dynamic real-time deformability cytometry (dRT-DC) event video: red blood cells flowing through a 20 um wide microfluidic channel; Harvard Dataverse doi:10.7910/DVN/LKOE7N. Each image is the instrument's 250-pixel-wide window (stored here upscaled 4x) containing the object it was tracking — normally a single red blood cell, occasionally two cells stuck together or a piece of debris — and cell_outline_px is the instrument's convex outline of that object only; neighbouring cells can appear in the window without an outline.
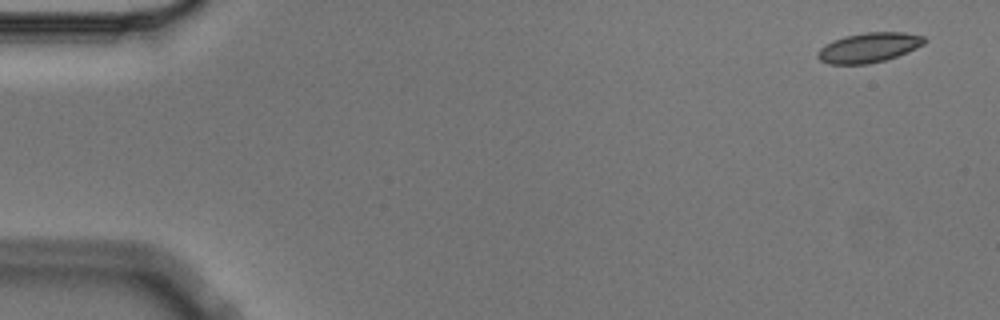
{"species": "Egyptian fruit bat (a non-hibernating species)", "species_latin": "Rousettus aegyptiacus", "temperature_condition": "cold", "stored_images_in_passage": 5, "camera_frame_rate_fps": 3000, "um_per_image_px": 0.085, "animal": {"sex": "male"}, "frame": {"image": 1, "passage_image": 1, "time_ms": 0.0, "image_size_px": [1000, 320], "cell_outline_px": [[928, 40], [924, 44], [916, 48], [896, 56], [884, 60], [868, 64], [828, 64], [820, 60], [816, 56], [816, 52], [820, 48], [832, 40], [844, 36], [864, 32], [904, 32], [924, 36]], "centroid_in_image_um": [73.83, 4.03], "position_along_channel_um": 11.2, "area_um2": 18.61}}
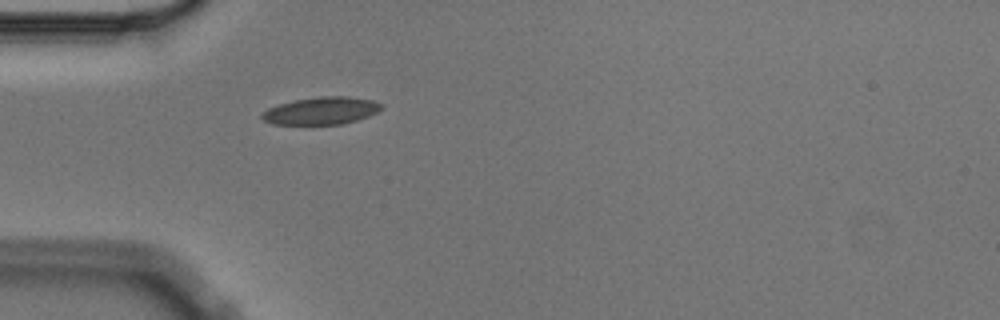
{"frame": {"image": 2, "passage_image": 5, "time_ms": 1.333, "image_size_px": [1000, 320], "cell_outline_px": [[384, 108], [368, 116], [356, 120], [340, 124], [272, 124], [264, 120], [260, 116], [260, 112], [268, 108], [280, 104], [296, 100], [320, 96], [348, 96], [372, 100], [384, 104]], "centroid_in_image_um": [27.32, 9.41], "position_along_channel_um": 57.7, "area_um2": 19.07}}